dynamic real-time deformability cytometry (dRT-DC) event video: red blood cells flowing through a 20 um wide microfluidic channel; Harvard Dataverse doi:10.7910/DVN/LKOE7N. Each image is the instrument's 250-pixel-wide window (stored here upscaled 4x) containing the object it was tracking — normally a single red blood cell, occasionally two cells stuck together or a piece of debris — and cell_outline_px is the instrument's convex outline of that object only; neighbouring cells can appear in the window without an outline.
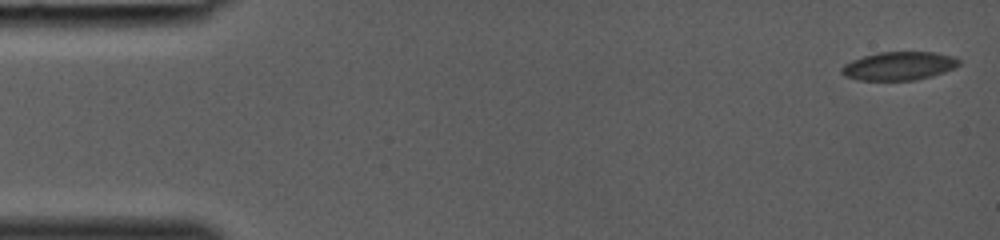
{"species": "common noctule bat (a hibernating species)", "species_latin": "Nyctalus noctula", "temperature_condition": "room temperature", "stored_images_in_passage": 38, "camera_frame_rate_fps": 3000, "um_per_image_px": 0.085, "animal": {"sex": "female", "body_mass_g": 19.0, "forearm_length_mm": 53.3}, "frame": {"image": 1, "passage_image": 1, "time_ms": 0.0, "image_size_px": [1000, 240], "cell_outline_px": [[960, 64], [944, 72], [932, 76], [916, 80], [860, 80], [844, 76], [840, 72], [840, 68], [844, 64], [852, 60], [864, 56], [880, 52], [936, 52], [952, 56], [960, 60]], "centroid_in_image_um": [76.39, 5.61], "position_along_channel_um": 8.6, "area_um2": 19.42}}
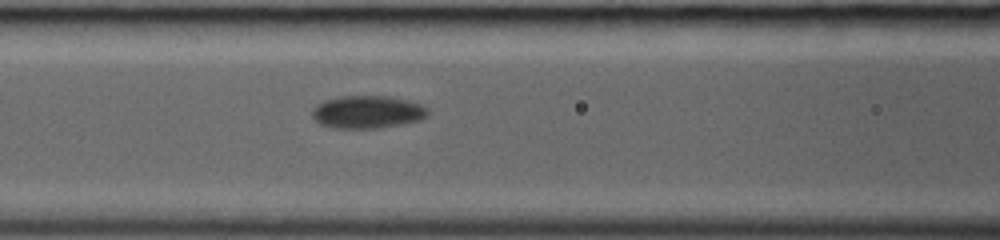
{"frame": {"image": 2, "passage_image": 17, "time_ms": 5.333, "image_size_px": [1000, 240], "cell_outline_px": [[428, 116], [420, 120], [380, 128], [332, 128], [320, 124], [312, 116], [312, 108], [316, 104], [324, 100], [340, 96], [388, 96], [408, 100], [424, 104], [428, 108]], "centroid_in_image_um": [31.24, 9.51], "position_along_channel_um": 135.4, "area_um2": 22.31}}
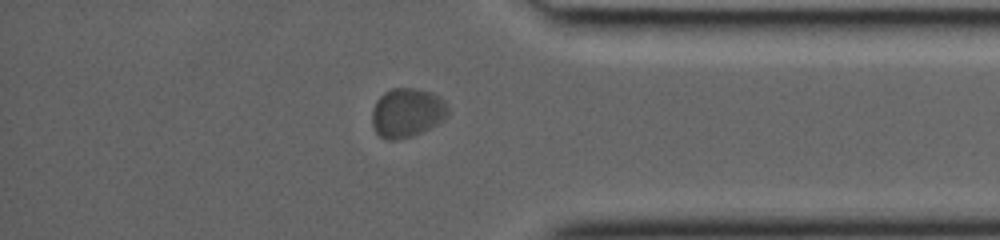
{"frame": {"image": 3, "passage_image": 33, "time_ms": 10.667, "image_size_px": [1000, 240], "cell_outline_px": [[448, 116], [444, 120], [412, 136], [396, 140], [388, 140], [380, 136], [376, 132], [372, 124], [372, 108], [376, 100], [384, 92], [392, 88], [416, 88], [432, 92], [440, 96], [444, 100], [448, 108]], "centroid_in_image_um": [34.59, 9.56], "position_along_channel_um": 400.6, "area_um2": 21.91}}